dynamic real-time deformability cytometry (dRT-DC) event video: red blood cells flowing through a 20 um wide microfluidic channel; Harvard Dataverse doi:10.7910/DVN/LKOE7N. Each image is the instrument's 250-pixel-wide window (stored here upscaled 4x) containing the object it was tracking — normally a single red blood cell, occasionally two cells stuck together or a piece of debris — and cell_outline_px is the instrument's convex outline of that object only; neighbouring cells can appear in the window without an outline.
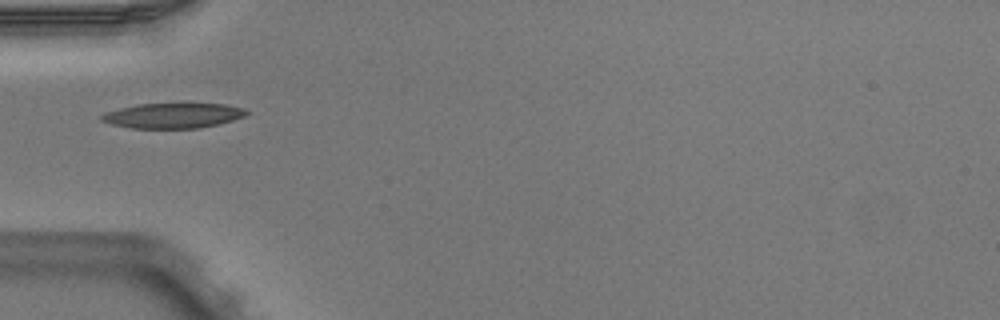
{"species": "Egyptian fruit bat (a non-hibernating species)", "species_latin": "Rousettus aegyptiacus", "temperature_condition": "warm", "stored_images_in_passage": 1, "camera_frame_rate_fps": 3000, "um_per_image_px": 0.085, "animal": {"sex": "male"}, "frame": {"image": 1, "passage_image": 1, "time_ms": 0.0, "image_size_px": [1000, 320], "cell_outline_px": [[252, 112], [244, 116], [220, 124], [200, 128], [132, 128], [112, 124], [100, 120], [100, 116], [104, 112], [136, 104], [224, 104], [244, 108]], "centroid_in_image_um": [14.72, 9.83], "position_along_channel_um": 70.3, "area_um2": 21.21}}